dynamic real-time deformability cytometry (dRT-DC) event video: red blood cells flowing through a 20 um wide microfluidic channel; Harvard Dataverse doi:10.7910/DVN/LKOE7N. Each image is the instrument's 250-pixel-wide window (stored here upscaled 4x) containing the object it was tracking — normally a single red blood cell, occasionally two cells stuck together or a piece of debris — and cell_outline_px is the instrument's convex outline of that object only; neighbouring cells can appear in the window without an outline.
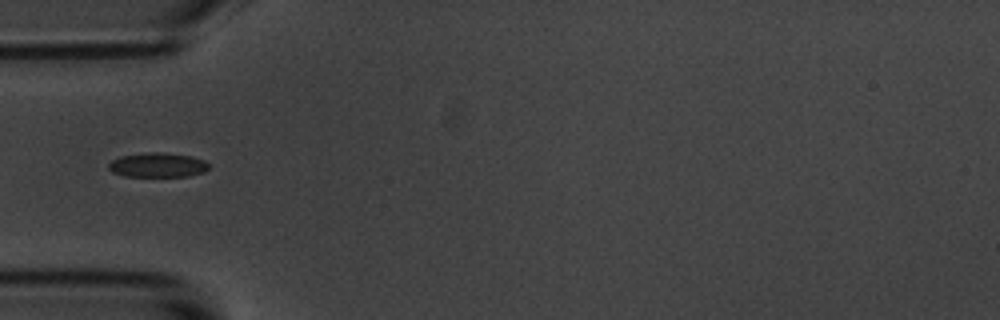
{"species": "common noctule bat (a hibernating species)", "species_latin": "Nyctalus noctula", "temperature_condition": "room temperature", "stored_images_in_passage": 7, "camera_frame_rate_fps": 3000, "um_per_image_px": 0.085, "animal": {"sex": "male", "body_mass_g": 20.1, "forearm_length_mm": 53.5}, "frame": {"image": 1, "passage_image": 6, "time_ms": 6.0, "image_size_px": [1000, 320], "cell_outline_px": [[208, 168], [204, 172], [188, 176], [124, 176], [112, 172], [108, 168], [108, 164], [112, 160], [120, 156], [148, 152], [156, 152], [192, 156], [204, 160], [208, 164]], "centroid_in_image_um": [13.38, 14.02], "position_along_channel_um": 71.6, "area_um2": 14.22}}